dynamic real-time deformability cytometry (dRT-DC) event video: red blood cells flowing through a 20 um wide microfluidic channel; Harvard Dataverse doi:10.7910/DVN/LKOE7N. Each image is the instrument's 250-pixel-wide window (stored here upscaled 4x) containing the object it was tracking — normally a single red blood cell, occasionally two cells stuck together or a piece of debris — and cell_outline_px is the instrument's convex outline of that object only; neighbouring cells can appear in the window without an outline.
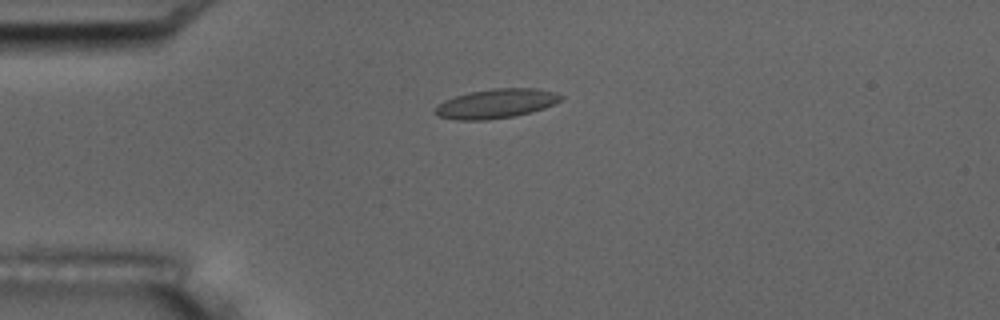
{"species": "common noctule bat (a hibernating species)", "species_latin": "Nyctalus noctula", "temperature_condition": "room temperature", "stored_images_in_passage": 5, "camera_frame_rate_fps": 3000, "um_per_image_px": 0.085, "animal": {"sex": "male", "body_mass_g": 17.5, "forearm_length_mm": 52.3}, "frame": {"image": 1, "passage_image": 4, "time_ms": 3.333, "image_size_px": [1000, 320], "cell_outline_px": [[564, 96], [560, 100], [544, 108], [532, 112], [516, 116], [488, 120], [456, 120], [436, 116], [432, 112], [444, 100], [468, 92], [492, 88], [536, 88], [556, 92]], "centroid_in_image_um": [42.15, 8.81], "position_along_channel_um": 42.8, "area_um2": 21.68}}